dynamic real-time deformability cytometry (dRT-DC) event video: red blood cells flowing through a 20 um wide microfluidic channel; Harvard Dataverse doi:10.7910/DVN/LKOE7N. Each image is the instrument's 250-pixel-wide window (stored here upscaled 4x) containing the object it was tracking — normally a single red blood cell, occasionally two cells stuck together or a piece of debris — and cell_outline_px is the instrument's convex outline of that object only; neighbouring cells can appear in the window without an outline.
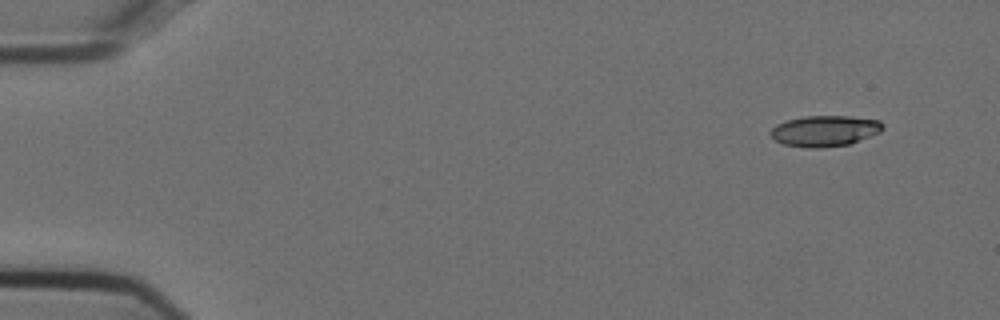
{"species": "Egyptian fruit bat (a non-hibernating species)", "species_latin": "Rousettus aegyptiacus", "temperature_condition": "cold", "stored_images_in_passage": 51, "camera_frame_rate_fps": 3000, "um_per_image_px": 0.085, "animal": {"sex": "female"}, "frame": {"image": 1, "passage_image": 1, "time_ms": 0.0, "image_size_px": [1000, 320], "cell_outline_px": [[884, 128], [880, 132], [848, 144], [820, 148], [808, 148], [784, 144], [776, 140], [768, 132], [776, 124], [788, 120], [804, 116], [848, 116], [880, 120], [884, 124]], "centroid_in_image_um": [70.1, 11.12], "position_along_channel_um": 14.9, "area_um2": 20.11}}
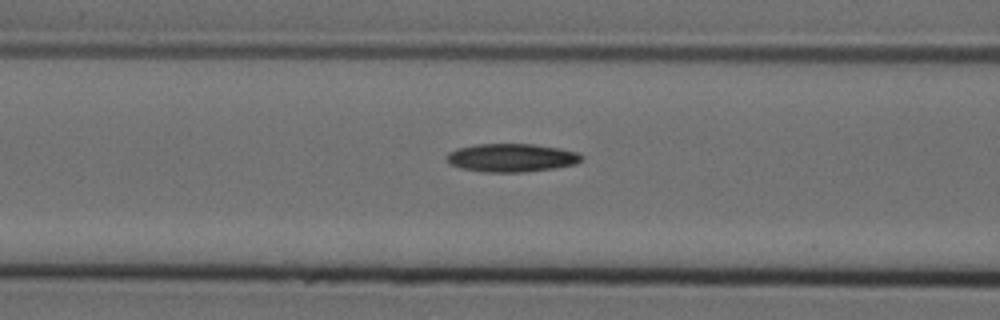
{"frame": {"image": 2, "passage_image": 19, "time_ms": 6.0, "image_size_px": [1000, 320], "cell_outline_px": [[584, 160], [576, 164], [556, 168], [524, 172], [484, 172], [460, 168], [448, 164], [444, 156], [448, 152], [456, 148], [476, 144], [532, 144], [560, 148], [576, 152], [584, 156]], "centroid_in_image_um": [43.45, 13.41], "position_along_channel_um": 123.1, "area_um2": 22.6}}
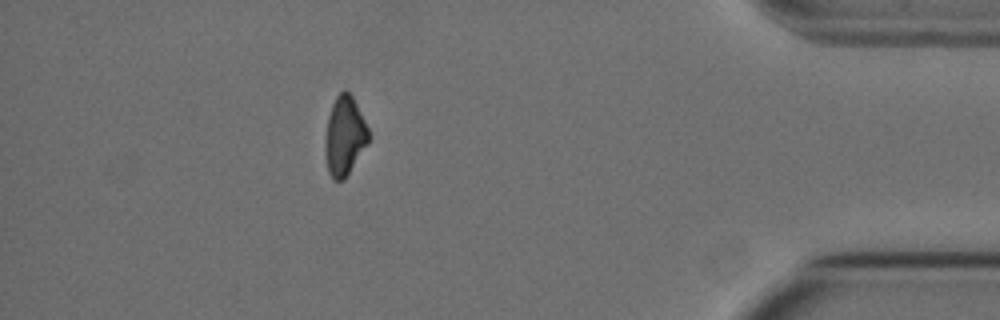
{"frame": {"image": 3, "passage_image": 45, "time_ms": 14.667, "image_size_px": [1000, 320], "cell_outline_px": [[368, 144], [344, 180], [332, 180], [328, 172], [324, 148], [324, 136], [328, 116], [332, 104], [336, 96], [344, 88], [352, 96], [368, 128]], "centroid_in_image_um": [29.26, 11.57], "position_along_channel_um": 405.9, "area_um2": 20.11}, "authors_computed_cell_mechanics": {"area_um2": 21.3282, "velocity_mm_per_s": 3.762, "shape_relaxation_time_tau1_ms": 6.5846, "shape_relaxation_time_tau2_ms": null, "deformation_change_tau1": 0.1798, "deformation_change_tau2": null}}